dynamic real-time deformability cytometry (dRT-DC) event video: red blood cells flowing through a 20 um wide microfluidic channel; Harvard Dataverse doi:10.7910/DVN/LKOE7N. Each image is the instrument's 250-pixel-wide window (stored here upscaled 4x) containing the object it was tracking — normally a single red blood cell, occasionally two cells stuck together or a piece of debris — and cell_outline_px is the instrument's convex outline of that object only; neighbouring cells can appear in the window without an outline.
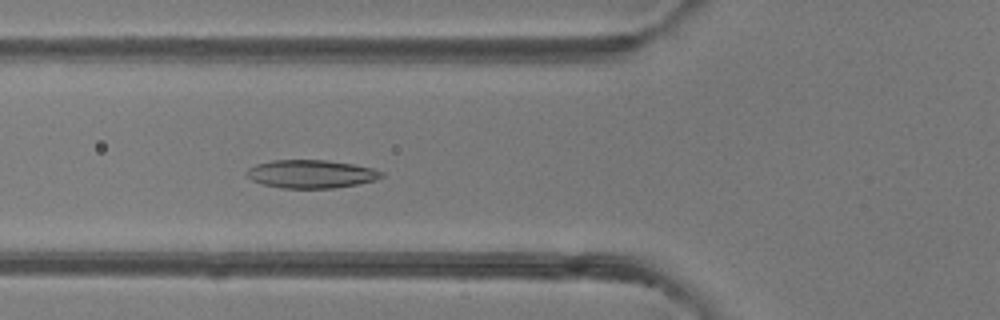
{"species": "common noctule bat (a hibernating species)", "species_latin": "Nyctalus noctula", "temperature_condition": "room temperature", "stored_images_in_passage": 6, "camera_frame_rate_fps": 3000, "um_per_image_px": 0.085, "animal": {"sex": "female"}, "frame": {"image": 1, "passage_image": 6, "time_ms": 5.667, "image_size_px": [1000, 320], "cell_outline_px": [[384, 176], [376, 180], [356, 184], [332, 188], [280, 188], [264, 184], [252, 180], [244, 176], [244, 172], [248, 168], [256, 164], [272, 160], [328, 160], [352, 164], [372, 168], [384, 172]], "centroid_in_image_um": [26.41, 14.78], "position_along_channel_um": 99.4, "area_um2": 22.25}}